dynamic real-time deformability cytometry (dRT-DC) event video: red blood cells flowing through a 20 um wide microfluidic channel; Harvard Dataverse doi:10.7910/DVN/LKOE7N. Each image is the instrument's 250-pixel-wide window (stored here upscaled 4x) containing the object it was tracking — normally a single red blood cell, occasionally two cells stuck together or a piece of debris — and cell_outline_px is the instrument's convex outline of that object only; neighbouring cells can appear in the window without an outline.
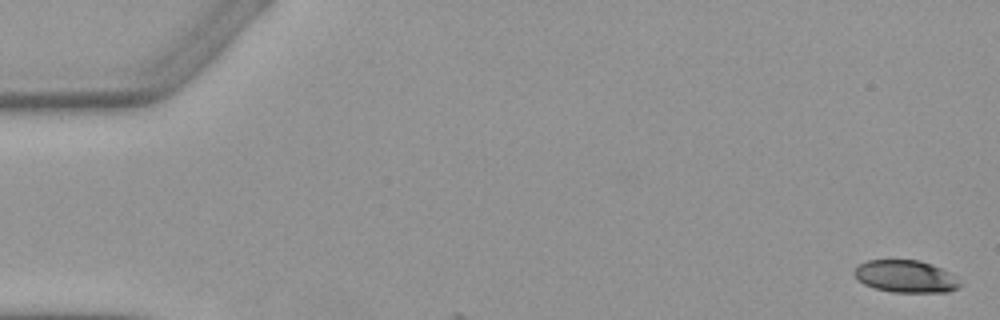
{"species": "Egyptian fruit bat (a non-hibernating species)", "species_latin": "Rousettus aegyptiacus", "temperature_condition": "warm", "stored_images_in_passage": 5, "camera_frame_rate_fps": 3000, "um_per_image_px": 0.085, "animal": {"sex": "female"}, "frame": {"image": 1, "passage_image": 1, "time_ms": 0.0, "image_size_px": [1000, 320], "cell_outline_px": [[964, 284], [960, 288], [948, 292], [892, 292], [872, 288], [856, 280], [852, 272], [860, 264], [868, 260], [920, 260], [932, 264], [948, 272]], "centroid_in_image_um": [76.97, 23.51], "position_along_channel_um": 8.0, "area_um2": 20.11}}
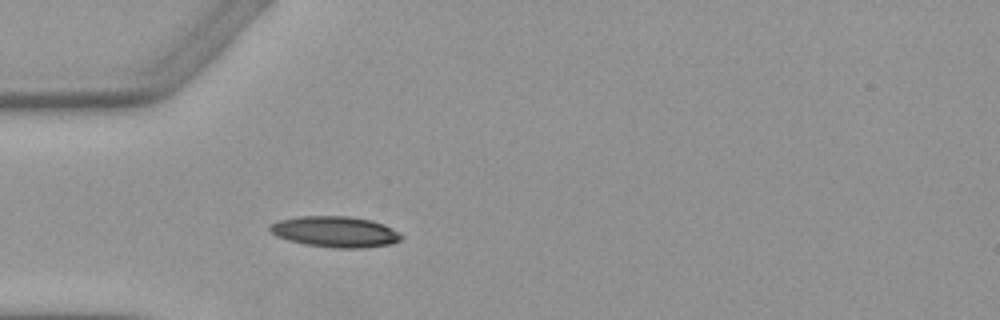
{"frame": {"image": 2, "passage_image": 5, "time_ms": 5.0, "image_size_px": [1000, 320], "cell_outline_px": [[404, 236], [400, 240], [392, 244], [360, 248], [336, 248], [304, 244], [288, 240], [276, 236], [268, 228], [272, 224], [280, 220], [300, 216], [348, 216], [372, 220], [384, 224], [392, 228]], "centroid_in_image_um": [28.52, 19.7], "position_along_channel_um": 56.5, "area_um2": 23.64}}